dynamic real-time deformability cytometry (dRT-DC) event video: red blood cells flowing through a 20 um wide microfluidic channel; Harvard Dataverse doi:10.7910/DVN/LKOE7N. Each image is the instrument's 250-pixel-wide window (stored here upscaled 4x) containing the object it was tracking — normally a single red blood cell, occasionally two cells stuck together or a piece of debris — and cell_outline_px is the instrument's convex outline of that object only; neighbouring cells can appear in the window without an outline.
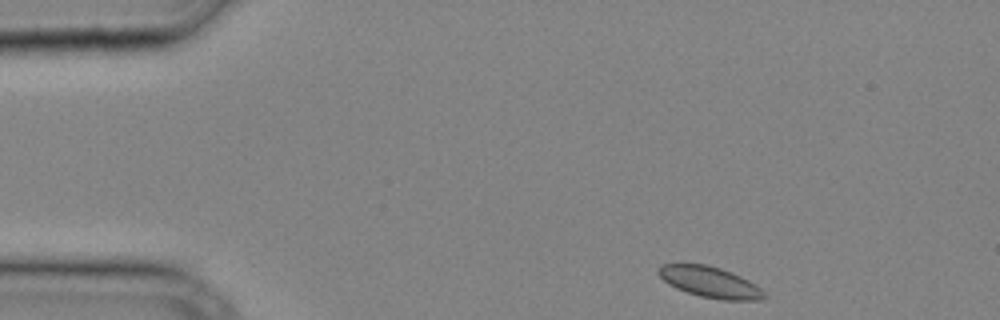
{"species": "common noctule bat (a hibernating species)", "species_latin": "Nyctalus noctula", "temperature_condition": "cold", "stored_images_in_passage": 31, "camera_frame_rate_fps": 3000, "um_per_image_px": 0.085, "animal": {"sex": "male", "body_mass_g": 20.4}, "frame": {"image": 1, "passage_image": 1, "time_ms": 0.0, "image_size_px": [1000, 320], "cell_outline_px": [[768, 296], [764, 300], [724, 300], [700, 296], [676, 288], [668, 284], [656, 272], [660, 264], [708, 264], [732, 272], [756, 284]], "centroid_in_image_um": [60.37, 23.98], "position_along_channel_um": 24.6, "area_um2": 19.13}}
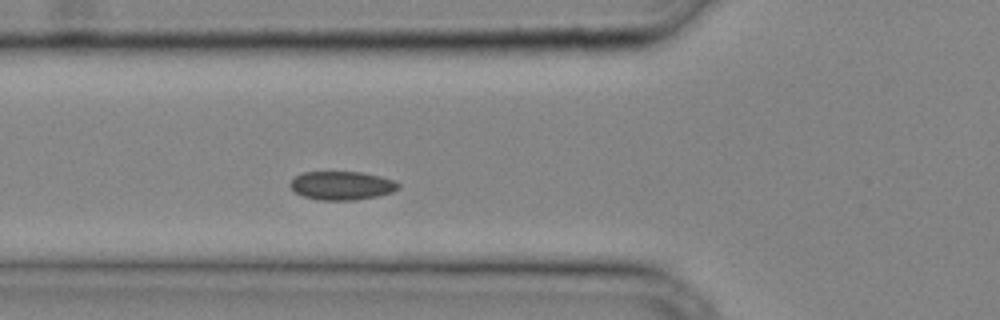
{"frame": {"image": 2, "passage_image": 9, "time_ms": 2.667, "image_size_px": [1000, 320], "cell_outline_px": [[400, 188], [392, 192], [376, 196], [352, 200], [320, 200], [304, 196], [296, 192], [288, 184], [296, 176], [304, 172], [364, 172], [380, 176], [392, 180], [400, 184]], "centroid_in_image_um": [29.06, 15.76], "position_along_channel_um": 96.7, "area_um2": 17.86}}
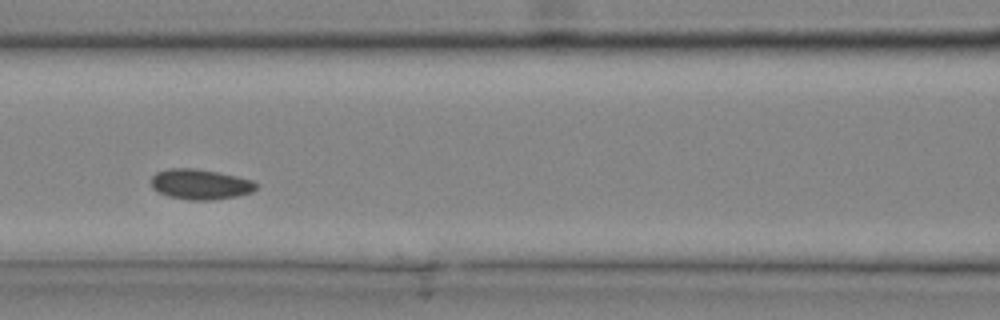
{"frame": {"image": 3, "passage_image": 12, "time_ms": 3.667, "image_size_px": [1000, 320], "cell_outline_px": [[256, 188], [252, 192], [236, 196], [212, 200], [192, 200], [168, 196], [152, 188], [152, 176], [156, 172], [168, 168], [196, 168], [236, 176], [252, 180], [256, 184]], "centroid_in_image_um": [17.01, 15.66], "position_along_channel_um": 149.6, "area_um2": 18.38}}